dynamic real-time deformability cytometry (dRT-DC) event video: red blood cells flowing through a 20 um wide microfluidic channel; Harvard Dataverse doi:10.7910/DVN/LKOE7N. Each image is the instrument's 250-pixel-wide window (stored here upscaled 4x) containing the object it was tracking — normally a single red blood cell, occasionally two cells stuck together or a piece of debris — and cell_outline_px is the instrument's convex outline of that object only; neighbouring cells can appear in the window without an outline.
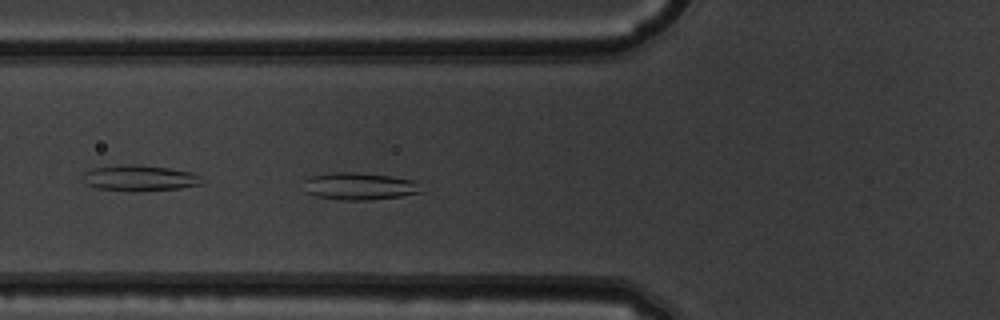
{"species": "common noctule bat (a hibernating species)", "species_latin": "Nyctalus noctula", "temperature_condition": "warm", "stored_images_in_passage": 50, "camera_frame_rate_fps": 3000, "um_per_image_px": 0.085, "animal": {"sex": "male", "body_mass_g": 19.5, "forearm_length_mm": 54.6}, "frame": {"image": 1, "passage_image": 18, "time_ms": 5.667, "image_size_px": [1000, 320], "cell_outline_px": [[424, 192], [400, 196], [372, 200], [340, 200], [316, 196], [304, 192], [304, 180], [312, 176], [332, 172], [356, 172], [388, 176], [416, 180]], "centroid_in_image_um": [30.55, 15.83], "position_along_channel_um": 95.3, "area_um2": 18.84}}
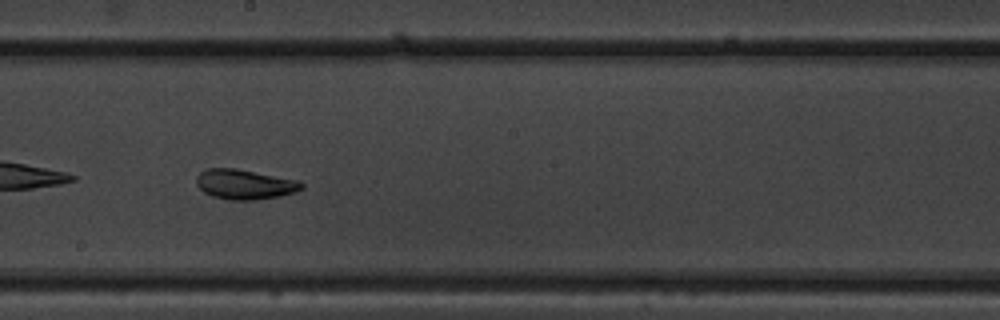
{"frame": {"image": 2, "passage_image": 28, "time_ms": 9.0, "image_size_px": [1000, 320], "cell_outline_px": [[304, 188], [296, 192], [280, 196], [256, 200], [228, 200], [212, 196], [204, 192], [196, 184], [196, 176], [204, 168], [236, 168], [300, 180], [304, 184]], "centroid_in_image_um": [20.82, 15.66], "position_along_channel_um": 227.4, "area_um2": 18.67}}
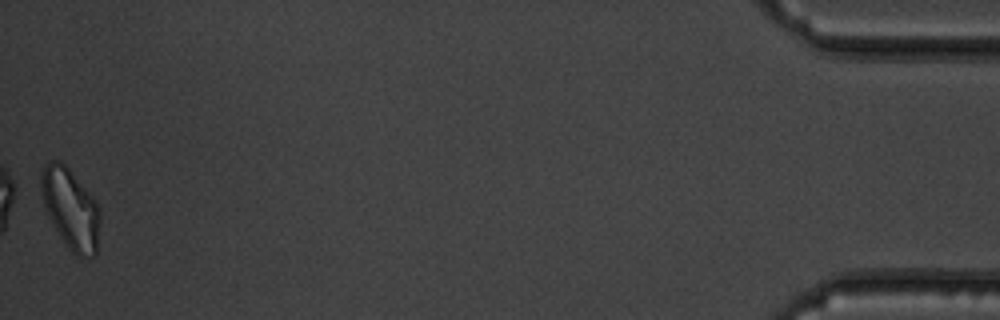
{"frame": {"image": 3, "passage_image": 50, "time_ms": 16.333, "image_size_px": [1000, 320], "cell_outline_px": [[100, 220], [96, 256], [80, 256], [72, 252], [48, 216], [44, 204], [40, 188], [40, 172], [44, 164], [48, 160], [60, 160], [68, 168], [96, 200], [100, 208]], "centroid_in_image_um": [6.0, 17.69], "position_along_channel_um": 429.2, "area_um2": 27.46}, "authors_computed_cell_mechanics": {"area_um2": 21.2415, "velocity_mm_per_s": 3.97, "shape_relaxation_time_tau1_ms": 9.6842, "shape_relaxation_time_tau2_ms": 4.3228, "deformation_change_tau1": 0.1732, "deformation_change_tau2": 0.0615}}